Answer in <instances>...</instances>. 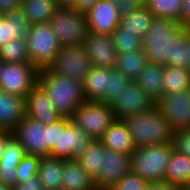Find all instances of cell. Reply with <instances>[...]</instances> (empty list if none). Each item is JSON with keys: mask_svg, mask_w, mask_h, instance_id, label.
<instances>
[{"mask_svg": "<svg viewBox=\"0 0 190 190\" xmlns=\"http://www.w3.org/2000/svg\"><path fill=\"white\" fill-rule=\"evenodd\" d=\"M142 50L149 63L188 69V29L180 21L154 17L142 38Z\"/></svg>", "mask_w": 190, "mask_h": 190, "instance_id": "1", "label": "cell"}, {"mask_svg": "<svg viewBox=\"0 0 190 190\" xmlns=\"http://www.w3.org/2000/svg\"><path fill=\"white\" fill-rule=\"evenodd\" d=\"M38 83L62 117L72 118L76 109L86 101L82 82L65 77L47 68L39 70Z\"/></svg>", "mask_w": 190, "mask_h": 190, "instance_id": "2", "label": "cell"}, {"mask_svg": "<svg viewBox=\"0 0 190 190\" xmlns=\"http://www.w3.org/2000/svg\"><path fill=\"white\" fill-rule=\"evenodd\" d=\"M135 147L171 143L174 130L155 105L146 112L124 119Z\"/></svg>", "mask_w": 190, "mask_h": 190, "instance_id": "3", "label": "cell"}, {"mask_svg": "<svg viewBox=\"0 0 190 190\" xmlns=\"http://www.w3.org/2000/svg\"><path fill=\"white\" fill-rule=\"evenodd\" d=\"M172 143L137 147L131 154V171L148 182L164 180Z\"/></svg>", "mask_w": 190, "mask_h": 190, "instance_id": "4", "label": "cell"}, {"mask_svg": "<svg viewBox=\"0 0 190 190\" xmlns=\"http://www.w3.org/2000/svg\"><path fill=\"white\" fill-rule=\"evenodd\" d=\"M49 24L61 47L82 45L89 32L86 14L79 13L73 7H59Z\"/></svg>", "mask_w": 190, "mask_h": 190, "instance_id": "5", "label": "cell"}, {"mask_svg": "<svg viewBox=\"0 0 190 190\" xmlns=\"http://www.w3.org/2000/svg\"><path fill=\"white\" fill-rule=\"evenodd\" d=\"M25 40L30 61L39 70L47 68L61 49L49 23L31 24Z\"/></svg>", "mask_w": 190, "mask_h": 190, "instance_id": "6", "label": "cell"}, {"mask_svg": "<svg viewBox=\"0 0 190 190\" xmlns=\"http://www.w3.org/2000/svg\"><path fill=\"white\" fill-rule=\"evenodd\" d=\"M71 119L92 139L99 140L115 121L116 116L109 104L86 100L76 109Z\"/></svg>", "mask_w": 190, "mask_h": 190, "instance_id": "7", "label": "cell"}, {"mask_svg": "<svg viewBox=\"0 0 190 190\" xmlns=\"http://www.w3.org/2000/svg\"><path fill=\"white\" fill-rule=\"evenodd\" d=\"M91 68L92 63L82 45L61 47L59 53L47 67L51 72L82 83Z\"/></svg>", "mask_w": 190, "mask_h": 190, "instance_id": "8", "label": "cell"}, {"mask_svg": "<svg viewBox=\"0 0 190 190\" xmlns=\"http://www.w3.org/2000/svg\"><path fill=\"white\" fill-rule=\"evenodd\" d=\"M93 139L71 118H60L59 148H52L50 157L72 160L80 157Z\"/></svg>", "mask_w": 190, "mask_h": 190, "instance_id": "9", "label": "cell"}, {"mask_svg": "<svg viewBox=\"0 0 190 190\" xmlns=\"http://www.w3.org/2000/svg\"><path fill=\"white\" fill-rule=\"evenodd\" d=\"M39 69L32 63H6L0 89L25 98L38 83Z\"/></svg>", "mask_w": 190, "mask_h": 190, "instance_id": "10", "label": "cell"}, {"mask_svg": "<svg viewBox=\"0 0 190 190\" xmlns=\"http://www.w3.org/2000/svg\"><path fill=\"white\" fill-rule=\"evenodd\" d=\"M156 102L134 80L128 84L121 94L111 104L116 119L124 120L127 117L146 112L153 108Z\"/></svg>", "mask_w": 190, "mask_h": 190, "instance_id": "11", "label": "cell"}, {"mask_svg": "<svg viewBox=\"0 0 190 190\" xmlns=\"http://www.w3.org/2000/svg\"><path fill=\"white\" fill-rule=\"evenodd\" d=\"M12 133L26 154L48 156V130L43 123L26 115Z\"/></svg>", "mask_w": 190, "mask_h": 190, "instance_id": "12", "label": "cell"}, {"mask_svg": "<svg viewBox=\"0 0 190 190\" xmlns=\"http://www.w3.org/2000/svg\"><path fill=\"white\" fill-rule=\"evenodd\" d=\"M156 106L174 131L190 129V89L164 94Z\"/></svg>", "mask_w": 190, "mask_h": 190, "instance_id": "13", "label": "cell"}, {"mask_svg": "<svg viewBox=\"0 0 190 190\" xmlns=\"http://www.w3.org/2000/svg\"><path fill=\"white\" fill-rule=\"evenodd\" d=\"M131 171V155L105 148L102 151V170L96 181L98 189L108 190Z\"/></svg>", "mask_w": 190, "mask_h": 190, "instance_id": "14", "label": "cell"}, {"mask_svg": "<svg viewBox=\"0 0 190 190\" xmlns=\"http://www.w3.org/2000/svg\"><path fill=\"white\" fill-rule=\"evenodd\" d=\"M82 46L92 66L116 67L118 52L111 35L89 31Z\"/></svg>", "mask_w": 190, "mask_h": 190, "instance_id": "15", "label": "cell"}, {"mask_svg": "<svg viewBox=\"0 0 190 190\" xmlns=\"http://www.w3.org/2000/svg\"><path fill=\"white\" fill-rule=\"evenodd\" d=\"M89 31L112 35L119 26L121 14L110 0H99L86 13Z\"/></svg>", "mask_w": 190, "mask_h": 190, "instance_id": "16", "label": "cell"}, {"mask_svg": "<svg viewBox=\"0 0 190 190\" xmlns=\"http://www.w3.org/2000/svg\"><path fill=\"white\" fill-rule=\"evenodd\" d=\"M26 115L46 126L62 117L39 83L26 96Z\"/></svg>", "mask_w": 190, "mask_h": 190, "instance_id": "17", "label": "cell"}, {"mask_svg": "<svg viewBox=\"0 0 190 190\" xmlns=\"http://www.w3.org/2000/svg\"><path fill=\"white\" fill-rule=\"evenodd\" d=\"M26 116V99L0 89V130L12 132Z\"/></svg>", "mask_w": 190, "mask_h": 190, "instance_id": "18", "label": "cell"}, {"mask_svg": "<svg viewBox=\"0 0 190 190\" xmlns=\"http://www.w3.org/2000/svg\"><path fill=\"white\" fill-rule=\"evenodd\" d=\"M99 140L105 148L125 154L131 155L136 149L129 128L122 119H115Z\"/></svg>", "mask_w": 190, "mask_h": 190, "instance_id": "19", "label": "cell"}, {"mask_svg": "<svg viewBox=\"0 0 190 190\" xmlns=\"http://www.w3.org/2000/svg\"><path fill=\"white\" fill-rule=\"evenodd\" d=\"M31 24L21 8L0 15V46L15 38H26Z\"/></svg>", "mask_w": 190, "mask_h": 190, "instance_id": "20", "label": "cell"}, {"mask_svg": "<svg viewBox=\"0 0 190 190\" xmlns=\"http://www.w3.org/2000/svg\"><path fill=\"white\" fill-rule=\"evenodd\" d=\"M62 189L97 190L95 179L82 168L76 159L63 161Z\"/></svg>", "mask_w": 190, "mask_h": 190, "instance_id": "21", "label": "cell"}, {"mask_svg": "<svg viewBox=\"0 0 190 190\" xmlns=\"http://www.w3.org/2000/svg\"><path fill=\"white\" fill-rule=\"evenodd\" d=\"M164 65L148 63L134 81L156 102L164 95Z\"/></svg>", "mask_w": 190, "mask_h": 190, "instance_id": "22", "label": "cell"}, {"mask_svg": "<svg viewBox=\"0 0 190 190\" xmlns=\"http://www.w3.org/2000/svg\"><path fill=\"white\" fill-rule=\"evenodd\" d=\"M164 181L186 189L190 184V158L173 150Z\"/></svg>", "mask_w": 190, "mask_h": 190, "instance_id": "23", "label": "cell"}, {"mask_svg": "<svg viewBox=\"0 0 190 190\" xmlns=\"http://www.w3.org/2000/svg\"><path fill=\"white\" fill-rule=\"evenodd\" d=\"M63 159L41 157L38 177L44 190L62 189Z\"/></svg>", "mask_w": 190, "mask_h": 190, "instance_id": "24", "label": "cell"}, {"mask_svg": "<svg viewBox=\"0 0 190 190\" xmlns=\"http://www.w3.org/2000/svg\"><path fill=\"white\" fill-rule=\"evenodd\" d=\"M108 67L92 66L83 81L86 100L101 101L107 94Z\"/></svg>", "mask_w": 190, "mask_h": 190, "instance_id": "25", "label": "cell"}, {"mask_svg": "<svg viewBox=\"0 0 190 190\" xmlns=\"http://www.w3.org/2000/svg\"><path fill=\"white\" fill-rule=\"evenodd\" d=\"M59 8L56 0H22L21 9L30 24L49 23Z\"/></svg>", "mask_w": 190, "mask_h": 190, "instance_id": "26", "label": "cell"}, {"mask_svg": "<svg viewBox=\"0 0 190 190\" xmlns=\"http://www.w3.org/2000/svg\"><path fill=\"white\" fill-rule=\"evenodd\" d=\"M153 19L154 15L144 6L134 12L122 14L119 27L125 29V32L136 34L142 39L151 27Z\"/></svg>", "mask_w": 190, "mask_h": 190, "instance_id": "27", "label": "cell"}, {"mask_svg": "<svg viewBox=\"0 0 190 190\" xmlns=\"http://www.w3.org/2000/svg\"><path fill=\"white\" fill-rule=\"evenodd\" d=\"M104 149L100 140L93 139L84 153L76 159L95 181L99 179L102 170V151Z\"/></svg>", "mask_w": 190, "mask_h": 190, "instance_id": "28", "label": "cell"}, {"mask_svg": "<svg viewBox=\"0 0 190 190\" xmlns=\"http://www.w3.org/2000/svg\"><path fill=\"white\" fill-rule=\"evenodd\" d=\"M148 63V59L141 49L124 54H118L115 68L125 76L134 80Z\"/></svg>", "mask_w": 190, "mask_h": 190, "instance_id": "29", "label": "cell"}, {"mask_svg": "<svg viewBox=\"0 0 190 190\" xmlns=\"http://www.w3.org/2000/svg\"><path fill=\"white\" fill-rule=\"evenodd\" d=\"M164 94L190 89V71L182 67L165 66L163 78Z\"/></svg>", "mask_w": 190, "mask_h": 190, "instance_id": "30", "label": "cell"}, {"mask_svg": "<svg viewBox=\"0 0 190 190\" xmlns=\"http://www.w3.org/2000/svg\"><path fill=\"white\" fill-rule=\"evenodd\" d=\"M144 6L154 17L181 20L182 0H144Z\"/></svg>", "mask_w": 190, "mask_h": 190, "instance_id": "31", "label": "cell"}, {"mask_svg": "<svg viewBox=\"0 0 190 190\" xmlns=\"http://www.w3.org/2000/svg\"><path fill=\"white\" fill-rule=\"evenodd\" d=\"M0 57L6 63H31L24 38H15L0 46Z\"/></svg>", "mask_w": 190, "mask_h": 190, "instance_id": "32", "label": "cell"}, {"mask_svg": "<svg viewBox=\"0 0 190 190\" xmlns=\"http://www.w3.org/2000/svg\"><path fill=\"white\" fill-rule=\"evenodd\" d=\"M133 80L122 74L116 68H108V83H107V94L101 100L106 104H111L118 95L127 89L128 84Z\"/></svg>", "mask_w": 190, "mask_h": 190, "instance_id": "33", "label": "cell"}, {"mask_svg": "<svg viewBox=\"0 0 190 190\" xmlns=\"http://www.w3.org/2000/svg\"><path fill=\"white\" fill-rule=\"evenodd\" d=\"M111 36L118 54H124L142 49V39L134 33L125 32V29L119 26Z\"/></svg>", "mask_w": 190, "mask_h": 190, "instance_id": "34", "label": "cell"}, {"mask_svg": "<svg viewBox=\"0 0 190 190\" xmlns=\"http://www.w3.org/2000/svg\"><path fill=\"white\" fill-rule=\"evenodd\" d=\"M26 155L24 147L19 140L11 133L5 140V145L0 158V162L9 164H20Z\"/></svg>", "mask_w": 190, "mask_h": 190, "instance_id": "35", "label": "cell"}, {"mask_svg": "<svg viewBox=\"0 0 190 190\" xmlns=\"http://www.w3.org/2000/svg\"><path fill=\"white\" fill-rule=\"evenodd\" d=\"M42 156L26 154L16 169V182L20 183L38 175Z\"/></svg>", "mask_w": 190, "mask_h": 190, "instance_id": "36", "label": "cell"}, {"mask_svg": "<svg viewBox=\"0 0 190 190\" xmlns=\"http://www.w3.org/2000/svg\"><path fill=\"white\" fill-rule=\"evenodd\" d=\"M149 183L150 182L144 180L138 174L130 171L108 190H147Z\"/></svg>", "mask_w": 190, "mask_h": 190, "instance_id": "37", "label": "cell"}, {"mask_svg": "<svg viewBox=\"0 0 190 190\" xmlns=\"http://www.w3.org/2000/svg\"><path fill=\"white\" fill-rule=\"evenodd\" d=\"M171 143L174 151L190 158V129L175 130Z\"/></svg>", "mask_w": 190, "mask_h": 190, "instance_id": "38", "label": "cell"}, {"mask_svg": "<svg viewBox=\"0 0 190 190\" xmlns=\"http://www.w3.org/2000/svg\"><path fill=\"white\" fill-rule=\"evenodd\" d=\"M18 165L0 162V182L14 188L17 184L16 169Z\"/></svg>", "mask_w": 190, "mask_h": 190, "instance_id": "39", "label": "cell"}, {"mask_svg": "<svg viewBox=\"0 0 190 190\" xmlns=\"http://www.w3.org/2000/svg\"><path fill=\"white\" fill-rule=\"evenodd\" d=\"M110 1H112L117 6V8L119 9V13L121 15L129 12H134L144 7V0H110Z\"/></svg>", "mask_w": 190, "mask_h": 190, "instance_id": "40", "label": "cell"}, {"mask_svg": "<svg viewBox=\"0 0 190 190\" xmlns=\"http://www.w3.org/2000/svg\"><path fill=\"white\" fill-rule=\"evenodd\" d=\"M48 130V156L52 148H59L60 119L47 125Z\"/></svg>", "mask_w": 190, "mask_h": 190, "instance_id": "41", "label": "cell"}, {"mask_svg": "<svg viewBox=\"0 0 190 190\" xmlns=\"http://www.w3.org/2000/svg\"><path fill=\"white\" fill-rule=\"evenodd\" d=\"M13 189L14 190H44V187L41 184L38 175H36L26 181L17 183Z\"/></svg>", "mask_w": 190, "mask_h": 190, "instance_id": "42", "label": "cell"}, {"mask_svg": "<svg viewBox=\"0 0 190 190\" xmlns=\"http://www.w3.org/2000/svg\"><path fill=\"white\" fill-rule=\"evenodd\" d=\"M180 23L190 29V0H182Z\"/></svg>", "mask_w": 190, "mask_h": 190, "instance_id": "43", "label": "cell"}, {"mask_svg": "<svg viewBox=\"0 0 190 190\" xmlns=\"http://www.w3.org/2000/svg\"><path fill=\"white\" fill-rule=\"evenodd\" d=\"M147 190H183V188L161 180L156 182H150Z\"/></svg>", "mask_w": 190, "mask_h": 190, "instance_id": "44", "label": "cell"}, {"mask_svg": "<svg viewBox=\"0 0 190 190\" xmlns=\"http://www.w3.org/2000/svg\"><path fill=\"white\" fill-rule=\"evenodd\" d=\"M22 0H0V15L21 8Z\"/></svg>", "mask_w": 190, "mask_h": 190, "instance_id": "45", "label": "cell"}, {"mask_svg": "<svg viewBox=\"0 0 190 190\" xmlns=\"http://www.w3.org/2000/svg\"><path fill=\"white\" fill-rule=\"evenodd\" d=\"M99 0H77L73 6L79 13L86 14Z\"/></svg>", "mask_w": 190, "mask_h": 190, "instance_id": "46", "label": "cell"}, {"mask_svg": "<svg viewBox=\"0 0 190 190\" xmlns=\"http://www.w3.org/2000/svg\"><path fill=\"white\" fill-rule=\"evenodd\" d=\"M12 132H8L5 130H0V158L3 152V148L5 145L6 138L11 134Z\"/></svg>", "mask_w": 190, "mask_h": 190, "instance_id": "47", "label": "cell"}, {"mask_svg": "<svg viewBox=\"0 0 190 190\" xmlns=\"http://www.w3.org/2000/svg\"><path fill=\"white\" fill-rule=\"evenodd\" d=\"M59 7H73L77 0H56Z\"/></svg>", "mask_w": 190, "mask_h": 190, "instance_id": "48", "label": "cell"}, {"mask_svg": "<svg viewBox=\"0 0 190 190\" xmlns=\"http://www.w3.org/2000/svg\"><path fill=\"white\" fill-rule=\"evenodd\" d=\"M6 62L0 57V84Z\"/></svg>", "mask_w": 190, "mask_h": 190, "instance_id": "49", "label": "cell"}, {"mask_svg": "<svg viewBox=\"0 0 190 190\" xmlns=\"http://www.w3.org/2000/svg\"><path fill=\"white\" fill-rule=\"evenodd\" d=\"M188 45H189L188 54L190 55V29H188ZM188 69L190 71V56H189Z\"/></svg>", "mask_w": 190, "mask_h": 190, "instance_id": "50", "label": "cell"}, {"mask_svg": "<svg viewBox=\"0 0 190 190\" xmlns=\"http://www.w3.org/2000/svg\"><path fill=\"white\" fill-rule=\"evenodd\" d=\"M0 190H14L13 187L7 186L0 182Z\"/></svg>", "mask_w": 190, "mask_h": 190, "instance_id": "51", "label": "cell"}]
</instances>
